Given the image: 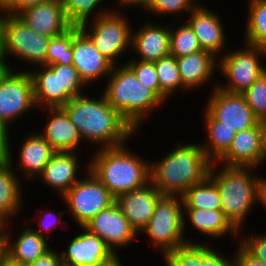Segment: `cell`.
<instances>
[{
  "label": "cell",
  "instance_id": "obj_16",
  "mask_svg": "<svg viewBox=\"0 0 266 266\" xmlns=\"http://www.w3.org/2000/svg\"><path fill=\"white\" fill-rule=\"evenodd\" d=\"M82 231L72 238L67 250L60 252L63 265L99 266L117 255L99 236L84 227Z\"/></svg>",
  "mask_w": 266,
  "mask_h": 266
},
{
  "label": "cell",
  "instance_id": "obj_40",
  "mask_svg": "<svg viewBox=\"0 0 266 266\" xmlns=\"http://www.w3.org/2000/svg\"><path fill=\"white\" fill-rule=\"evenodd\" d=\"M248 234L239 244L255 259L266 263V234Z\"/></svg>",
  "mask_w": 266,
  "mask_h": 266
},
{
  "label": "cell",
  "instance_id": "obj_21",
  "mask_svg": "<svg viewBox=\"0 0 266 266\" xmlns=\"http://www.w3.org/2000/svg\"><path fill=\"white\" fill-rule=\"evenodd\" d=\"M263 122L237 132L228 151L218 160L228 167L258 168L261 158Z\"/></svg>",
  "mask_w": 266,
  "mask_h": 266
},
{
  "label": "cell",
  "instance_id": "obj_5",
  "mask_svg": "<svg viewBox=\"0 0 266 266\" xmlns=\"http://www.w3.org/2000/svg\"><path fill=\"white\" fill-rule=\"evenodd\" d=\"M108 78L107 85L102 90L106 101L136 132L143 125V119L164 103L152 90L139 82L126 64L113 66Z\"/></svg>",
  "mask_w": 266,
  "mask_h": 266
},
{
  "label": "cell",
  "instance_id": "obj_49",
  "mask_svg": "<svg viewBox=\"0 0 266 266\" xmlns=\"http://www.w3.org/2000/svg\"><path fill=\"white\" fill-rule=\"evenodd\" d=\"M148 0H118V1H116V2H118L119 4H118V6H125V7H129L130 6V8L132 7V6H144L145 5V3L147 2Z\"/></svg>",
  "mask_w": 266,
  "mask_h": 266
},
{
  "label": "cell",
  "instance_id": "obj_39",
  "mask_svg": "<svg viewBox=\"0 0 266 266\" xmlns=\"http://www.w3.org/2000/svg\"><path fill=\"white\" fill-rule=\"evenodd\" d=\"M125 64L135 73L139 82L152 90L160 98V85L154 62H143L130 59Z\"/></svg>",
  "mask_w": 266,
  "mask_h": 266
},
{
  "label": "cell",
  "instance_id": "obj_33",
  "mask_svg": "<svg viewBox=\"0 0 266 266\" xmlns=\"http://www.w3.org/2000/svg\"><path fill=\"white\" fill-rule=\"evenodd\" d=\"M160 85V99L165 102L178 89L183 90L177 60L172 55L162 57L154 62Z\"/></svg>",
  "mask_w": 266,
  "mask_h": 266
},
{
  "label": "cell",
  "instance_id": "obj_15",
  "mask_svg": "<svg viewBox=\"0 0 266 266\" xmlns=\"http://www.w3.org/2000/svg\"><path fill=\"white\" fill-rule=\"evenodd\" d=\"M73 66L87 86L100 81L104 76L107 78L114 65L96 48L80 27H73Z\"/></svg>",
  "mask_w": 266,
  "mask_h": 266
},
{
  "label": "cell",
  "instance_id": "obj_6",
  "mask_svg": "<svg viewBox=\"0 0 266 266\" xmlns=\"http://www.w3.org/2000/svg\"><path fill=\"white\" fill-rule=\"evenodd\" d=\"M37 71H28L33 81L35 106L58 108L83 94L86 85L73 65H39Z\"/></svg>",
  "mask_w": 266,
  "mask_h": 266
},
{
  "label": "cell",
  "instance_id": "obj_1",
  "mask_svg": "<svg viewBox=\"0 0 266 266\" xmlns=\"http://www.w3.org/2000/svg\"><path fill=\"white\" fill-rule=\"evenodd\" d=\"M82 94L61 108L80 131L82 140L100 148L123 145L137 132L101 94L99 99Z\"/></svg>",
  "mask_w": 266,
  "mask_h": 266
},
{
  "label": "cell",
  "instance_id": "obj_3",
  "mask_svg": "<svg viewBox=\"0 0 266 266\" xmlns=\"http://www.w3.org/2000/svg\"><path fill=\"white\" fill-rule=\"evenodd\" d=\"M126 143L98 148L88 167L114 198L150 183V163L129 152Z\"/></svg>",
  "mask_w": 266,
  "mask_h": 266
},
{
  "label": "cell",
  "instance_id": "obj_27",
  "mask_svg": "<svg viewBox=\"0 0 266 266\" xmlns=\"http://www.w3.org/2000/svg\"><path fill=\"white\" fill-rule=\"evenodd\" d=\"M30 134L22 141L18 159L27 180L39 176L57 152L39 133Z\"/></svg>",
  "mask_w": 266,
  "mask_h": 266
},
{
  "label": "cell",
  "instance_id": "obj_53",
  "mask_svg": "<svg viewBox=\"0 0 266 266\" xmlns=\"http://www.w3.org/2000/svg\"><path fill=\"white\" fill-rule=\"evenodd\" d=\"M117 254L115 257H113L110 261L103 263L102 265L99 266H123L120 261V257Z\"/></svg>",
  "mask_w": 266,
  "mask_h": 266
},
{
  "label": "cell",
  "instance_id": "obj_56",
  "mask_svg": "<svg viewBox=\"0 0 266 266\" xmlns=\"http://www.w3.org/2000/svg\"><path fill=\"white\" fill-rule=\"evenodd\" d=\"M2 226H3V224L0 222V241H2V240H1V236H2Z\"/></svg>",
  "mask_w": 266,
  "mask_h": 266
},
{
  "label": "cell",
  "instance_id": "obj_19",
  "mask_svg": "<svg viewBox=\"0 0 266 266\" xmlns=\"http://www.w3.org/2000/svg\"><path fill=\"white\" fill-rule=\"evenodd\" d=\"M218 12L198 4L190 13L186 22L197 36L202 50L210 52L218 58L226 45L224 26Z\"/></svg>",
  "mask_w": 266,
  "mask_h": 266
},
{
  "label": "cell",
  "instance_id": "obj_4",
  "mask_svg": "<svg viewBox=\"0 0 266 266\" xmlns=\"http://www.w3.org/2000/svg\"><path fill=\"white\" fill-rule=\"evenodd\" d=\"M215 165L216 162L211 164L209 175L219 189L221 210L240 237L246 216L254 204L259 203V186L263 177L253 175L256 169L253 167L223 166L216 172Z\"/></svg>",
  "mask_w": 266,
  "mask_h": 266
},
{
  "label": "cell",
  "instance_id": "obj_10",
  "mask_svg": "<svg viewBox=\"0 0 266 266\" xmlns=\"http://www.w3.org/2000/svg\"><path fill=\"white\" fill-rule=\"evenodd\" d=\"M87 178L76 182L62 197L80 229L100 211L115 203V198L88 168Z\"/></svg>",
  "mask_w": 266,
  "mask_h": 266
},
{
  "label": "cell",
  "instance_id": "obj_17",
  "mask_svg": "<svg viewBox=\"0 0 266 266\" xmlns=\"http://www.w3.org/2000/svg\"><path fill=\"white\" fill-rule=\"evenodd\" d=\"M7 226V223L2 226L3 256L12 263L27 266L52 249L48 239L32 229V226L24 228L15 240H12L14 237Z\"/></svg>",
  "mask_w": 266,
  "mask_h": 266
},
{
  "label": "cell",
  "instance_id": "obj_43",
  "mask_svg": "<svg viewBox=\"0 0 266 266\" xmlns=\"http://www.w3.org/2000/svg\"><path fill=\"white\" fill-rule=\"evenodd\" d=\"M233 255L235 266H266L263 261L252 257L240 244Z\"/></svg>",
  "mask_w": 266,
  "mask_h": 266
},
{
  "label": "cell",
  "instance_id": "obj_50",
  "mask_svg": "<svg viewBox=\"0 0 266 266\" xmlns=\"http://www.w3.org/2000/svg\"><path fill=\"white\" fill-rule=\"evenodd\" d=\"M258 202L264 205L263 208L266 209V179L263 178L259 186V198Z\"/></svg>",
  "mask_w": 266,
  "mask_h": 266
},
{
  "label": "cell",
  "instance_id": "obj_38",
  "mask_svg": "<svg viewBox=\"0 0 266 266\" xmlns=\"http://www.w3.org/2000/svg\"><path fill=\"white\" fill-rule=\"evenodd\" d=\"M198 0H148L142 9L152 15H166L187 11L190 13L196 6Z\"/></svg>",
  "mask_w": 266,
  "mask_h": 266
},
{
  "label": "cell",
  "instance_id": "obj_24",
  "mask_svg": "<svg viewBox=\"0 0 266 266\" xmlns=\"http://www.w3.org/2000/svg\"><path fill=\"white\" fill-rule=\"evenodd\" d=\"M10 140L4 157L0 158V222L9 223L12 216H16L22 203V187L20 179L14 172L12 165Z\"/></svg>",
  "mask_w": 266,
  "mask_h": 266
},
{
  "label": "cell",
  "instance_id": "obj_13",
  "mask_svg": "<svg viewBox=\"0 0 266 266\" xmlns=\"http://www.w3.org/2000/svg\"><path fill=\"white\" fill-rule=\"evenodd\" d=\"M205 109L222 126L233 129L236 133L254 127L259 120L247 105L243 94L229 93L215 86L206 101Z\"/></svg>",
  "mask_w": 266,
  "mask_h": 266
},
{
  "label": "cell",
  "instance_id": "obj_2",
  "mask_svg": "<svg viewBox=\"0 0 266 266\" xmlns=\"http://www.w3.org/2000/svg\"><path fill=\"white\" fill-rule=\"evenodd\" d=\"M181 145L159 161H150V182L163 195L182 196L209 175L212 162L201 144Z\"/></svg>",
  "mask_w": 266,
  "mask_h": 266
},
{
  "label": "cell",
  "instance_id": "obj_42",
  "mask_svg": "<svg viewBox=\"0 0 266 266\" xmlns=\"http://www.w3.org/2000/svg\"><path fill=\"white\" fill-rule=\"evenodd\" d=\"M42 211H44V212H42V215L43 216H40V217H38V218H40L39 219V223L38 224H40L39 226H40V230H36V229H34L36 232H38L42 237H44V238H47V239H49V237H45V236H47V234L46 233H50V232H52L53 231V229H55L56 227H58V225H59V223H61V221H59V219L61 220V218H62V213H61V211H59L57 214H55L54 215V213H52V211L50 212V211H47L46 212V209L44 210V209H42ZM49 213V214H48ZM46 215V216H45ZM57 216V217H56ZM42 217V218H41ZM55 217V218H54ZM53 220H52V219ZM56 218H58V219H56ZM54 219H56L55 220V222H54ZM53 222H52V221ZM58 223V224H57ZM45 233V234H44Z\"/></svg>",
  "mask_w": 266,
  "mask_h": 266
},
{
  "label": "cell",
  "instance_id": "obj_25",
  "mask_svg": "<svg viewBox=\"0 0 266 266\" xmlns=\"http://www.w3.org/2000/svg\"><path fill=\"white\" fill-rule=\"evenodd\" d=\"M49 121L44 131L39 133L57 152H77L81 143L80 131L70 121L67 113L61 108H47Z\"/></svg>",
  "mask_w": 266,
  "mask_h": 266
},
{
  "label": "cell",
  "instance_id": "obj_18",
  "mask_svg": "<svg viewBox=\"0 0 266 266\" xmlns=\"http://www.w3.org/2000/svg\"><path fill=\"white\" fill-rule=\"evenodd\" d=\"M162 196L163 194L150 182L140 189L119 195L115 198V203L136 232L141 234Z\"/></svg>",
  "mask_w": 266,
  "mask_h": 266
},
{
  "label": "cell",
  "instance_id": "obj_47",
  "mask_svg": "<svg viewBox=\"0 0 266 266\" xmlns=\"http://www.w3.org/2000/svg\"><path fill=\"white\" fill-rule=\"evenodd\" d=\"M0 60H8L5 55L4 13L0 12Z\"/></svg>",
  "mask_w": 266,
  "mask_h": 266
},
{
  "label": "cell",
  "instance_id": "obj_35",
  "mask_svg": "<svg viewBox=\"0 0 266 266\" xmlns=\"http://www.w3.org/2000/svg\"><path fill=\"white\" fill-rule=\"evenodd\" d=\"M73 65V27L50 39L46 65Z\"/></svg>",
  "mask_w": 266,
  "mask_h": 266
},
{
  "label": "cell",
  "instance_id": "obj_28",
  "mask_svg": "<svg viewBox=\"0 0 266 266\" xmlns=\"http://www.w3.org/2000/svg\"><path fill=\"white\" fill-rule=\"evenodd\" d=\"M184 212V218L188 217L192 228L198 230L200 234L217 239L228 234H233L235 237L239 236V233L227 221L221 209H184Z\"/></svg>",
  "mask_w": 266,
  "mask_h": 266
},
{
  "label": "cell",
  "instance_id": "obj_45",
  "mask_svg": "<svg viewBox=\"0 0 266 266\" xmlns=\"http://www.w3.org/2000/svg\"><path fill=\"white\" fill-rule=\"evenodd\" d=\"M45 1L47 0H18V2L7 13L18 16L22 11Z\"/></svg>",
  "mask_w": 266,
  "mask_h": 266
},
{
  "label": "cell",
  "instance_id": "obj_11",
  "mask_svg": "<svg viewBox=\"0 0 266 266\" xmlns=\"http://www.w3.org/2000/svg\"><path fill=\"white\" fill-rule=\"evenodd\" d=\"M5 55L17 57L29 64L46 65L51 37L35 32L18 16L4 13Z\"/></svg>",
  "mask_w": 266,
  "mask_h": 266
},
{
  "label": "cell",
  "instance_id": "obj_41",
  "mask_svg": "<svg viewBox=\"0 0 266 266\" xmlns=\"http://www.w3.org/2000/svg\"><path fill=\"white\" fill-rule=\"evenodd\" d=\"M205 243H202V266H235L233 257L229 259L215 248L212 249L208 242Z\"/></svg>",
  "mask_w": 266,
  "mask_h": 266
},
{
  "label": "cell",
  "instance_id": "obj_8",
  "mask_svg": "<svg viewBox=\"0 0 266 266\" xmlns=\"http://www.w3.org/2000/svg\"><path fill=\"white\" fill-rule=\"evenodd\" d=\"M244 45L241 50L222 52L218 58L220 74L228 81L225 85H217L223 91L242 94L266 72V66L261 63L266 51L247 43Z\"/></svg>",
  "mask_w": 266,
  "mask_h": 266
},
{
  "label": "cell",
  "instance_id": "obj_46",
  "mask_svg": "<svg viewBox=\"0 0 266 266\" xmlns=\"http://www.w3.org/2000/svg\"><path fill=\"white\" fill-rule=\"evenodd\" d=\"M8 128L0 121V156L4 157L9 145V132Z\"/></svg>",
  "mask_w": 266,
  "mask_h": 266
},
{
  "label": "cell",
  "instance_id": "obj_14",
  "mask_svg": "<svg viewBox=\"0 0 266 266\" xmlns=\"http://www.w3.org/2000/svg\"><path fill=\"white\" fill-rule=\"evenodd\" d=\"M84 228L99 236L115 254L116 249L129 246L139 235L116 203L100 211Z\"/></svg>",
  "mask_w": 266,
  "mask_h": 266
},
{
  "label": "cell",
  "instance_id": "obj_26",
  "mask_svg": "<svg viewBox=\"0 0 266 266\" xmlns=\"http://www.w3.org/2000/svg\"><path fill=\"white\" fill-rule=\"evenodd\" d=\"M176 60L183 89L188 91L209 83L218 68V58L204 50L178 57Z\"/></svg>",
  "mask_w": 266,
  "mask_h": 266
},
{
  "label": "cell",
  "instance_id": "obj_32",
  "mask_svg": "<svg viewBox=\"0 0 266 266\" xmlns=\"http://www.w3.org/2000/svg\"><path fill=\"white\" fill-rule=\"evenodd\" d=\"M64 9L65 16L68 23L72 27H81L85 23L89 22L92 16V20L107 14L109 12L116 11L117 9L101 8L98 7L104 0H61ZM99 9V11L96 10ZM95 13H94V12ZM97 11V12H96Z\"/></svg>",
  "mask_w": 266,
  "mask_h": 266
},
{
  "label": "cell",
  "instance_id": "obj_52",
  "mask_svg": "<svg viewBox=\"0 0 266 266\" xmlns=\"http://www.w3.org/2000/svg\"><path fill=\"white\" fill-rule=\"evenodd\" d=\"M7 60H0V83L3 78L9 73L12 69L10 64L6 62Z\"/></svg>",
  "mask_w": 266,
  "mask_h": 266
},
{
  "label": "cell",
  "instance_id": "obj_31",
  "mask_svg": "<svg viewBox=\"0 0 266 266\" xmlns=\"http://www.w3.org/2000/svg\"><path fill=\"white\" fill-rule=\"evenodd\" d=\"M245 43L266 51V0H249Z\"/></svg>",
  "mask_w": 266,
  "mask_h": 266
},
{
  "label": "cell",
  "instance_id": "obj_9",
  "mask_svg": "<svg viewBox=\"0 0 266 266\" xmlns=\"http://www.w3.org/2000/svg\"><path fill=\"white\" fill-rule=\"evenodd\" d=\"M120 9L90 20L80 29L92 40L96 48L115 66L117 57L131 48L132 27L127 15ZM90 23V25H89ZM89 25V26H88ZM92 25V26H91Z\"/></svg>",
  "mask_w": 266,
  "mask_h": 266
},
{
  "label": "cell",
  "instance_id": "obj_34",
  "mask_svg": "<svg viewBox=\"0 0 266 266\" xmlns=\"http://www.w3.org/2000/svg\"><path fill=\"white\" fill-rule=\"evenodd\" d=\"M201 50L197 36L186 22L176 30L170 28V55L178 58Z\"/></svg>",
  "mask_w": 266,
  "mask_h": 266
},
{
  "label": "cell",
  "instance_id": "obj_30",
  "mask_svg": "<svg viewBox=\"0 0 266 266\" xmlns=\"http://www.w3.org/2000/svg\"><path fill=\"white\" fill-rule=\"evenodd\" d=\"M181 197L184 209H221L219 189L210 175L188 188Z\"/></svg>",
  "mask_w": 266,
  "mask_h": 266
},
{
  "label": "cell",
  "instance_id": "obj_51",
  "mask_svg": "<svg viewBox=\"0 0 266 266\" xmlns=\"http://www.w3.org/2000/svg\"><path fill=\"white\" fill-rule=\"evenodd\" d=\"M18 0H0V12L7 13Z\"/></svg>",
  "mask_w": 266,
  "mask_h": 266
},
{
  "label": "cell",
  "instance_id": "obj_29",
  "mask_svg": "<svg viewBox=\"0 0 266 266\" xmlns=\"http://www.w3.org/2000/svg\"><path fill=\"white\" fill-rule=\"evenodd\" d=\"M204 126L207 133V141L200 143L206 157L213 163L228 151L236 135L233 129L222 126V122L217 121L206 109L203 110ZM208 142V143H207Z\"/></svg>",
  "mask_w": 266,
  "mask_h": 266
},
{
  "label": "cell",
  "instance_id": "obj_54",
  "mask_svg": "<svg viewBox=\"0 0 266 266\" xmlns=\"http://www.w3.org/2000/svg\"><path fill=\"white\" fill-rule=\"evenodd\" d=\"M0 266H21L15 263H12L11 261H9L6 257H2L0 259Z\"/></svg>",
  "mask_w": 266,
  "mask_h": 266
},
{
  "label": "cell",
  "instance_id": "obj_23",
  "mask_svg": "<svg viewBox=\"0 0 266 266\" xmlns=\"http://www.w3.org/2000/svg\"><path fill=\"white\" fill-rule=\"evenodd\" d=\"M79 158L76 152H56L44 167L39 178L54 188L61 197L80 179L77 178Z\"/></svg>",
  "mask_w": 266,
  "mask_h": 266
},
{
  "label": "cell",
  "instance_id": "obj_22",
  "mask_svg": "<svg viewBox=\"0 0 266 266\" xmlns=\"http://www.w3.org/2000/svg\"><path fill=\"white\" fill-rule=\"evenodd\" d=\"M163 25L148 22L132 32L131 48L140 56L132 59L155 62L170 54V27Z\"/></svg>",
  "mask_w": 266,
  "mask_h": 266
},
{
  "label": "cell",
  "instance_id": "obj_37",
  "mask_svg": "<svg viewBox=\"0 0 266 266\" xmlns=\"http://www.w3.org/2000/svg\"><path fill=\"white\" fill-rule=\"evenodd\" d=\"M242 94L254 116L266 122V72Z\"/></svg>",
  "mask_w": 266,
  "mask_h": 266
},
{
  "label": "cell",
  "instance_id": "obj_44",
  "mask_svg": "<svg viewBox=\"0 0 266 266\" xmlns=\"http://www.w3.org/2000/svg\"><path fill=\"white\" fill-rule=\"evenodd\" d=\"M62 264L60 254L56 252V250L53 251V249H51L44 256L27 266H61Z\"/></svg>",
  "mask_w": 266,
  "mask_h": 266
},
{
  "label": "cell",
  "instance_id": "obj_36",
  "mask_svg": "<svg viewBox=\"0 0 266 266\" xmlns=\"http://www.w3.org/2000/svg\"><path fill=\"white\" fill-rule=\"evenodd\" d=\"M163 258L165 266H202V242L187 243Z\"/></svg>",
  "mask_w": 266,
  "mask_h": 266
},
{
  "label": "cell",
  "instance_id": "obj_12",
  "mask_svg": "<svg viewBox=\"0 0 266 266\" xmlns=\"http://www.w3.org/2000/svg\"><path fill=\"white\" fill-rule=\"evenodd\" d=\"M11 69L0 83V121L10 130V124L35 108L33 81L27 71Z\"/></svg>",
  "mask_w": 266,
  "mask_h": 266
},
{
  "label": "cell",
  "instance_id": "obj_48",
  "mask_svg": "<svg viewBox=\"0 0 266 266\" xmlns=\"http://www.w3.org/2000/svg\"><path fill=\"white\" fill-rule=\"evenodd\" d=\"M266 161V122H263V133H262V145H261V158H260V163H264Z\"/></svg>",
  "mask_w": 266,
  "mask_h": 266
},
{
  "label": "cell",
  "instance_id": "obj_7",
  "mask_svg": "<svg viewBox=\"0 0 266 266\" xmlns=\"http://www.w3.org/2000/svg\"><path fill=\"white\" fill-rule=\"evenodd\" d=\"M184 207L181 196L163 195L158 201L153 216L141 231L147 234L161 255L176 250L187 243H197L186 239ZM190 240V241H189Z\"/></svg>",
  "mask_w": 266,
  "mask_h": 266
},
{
  "label": "cell",
  "instance_id": "obj_55",
  "mask_svg": "<svg viewBox=\"0 0 266 266\" xmlns=\"http://www.w3.org/2000/svg\"><path fill=\"white\" fill-rule=\"evenodd\" d=\"M3 257V244L2 241H0V259Z\"/></svg>",
  "mask_w": 266,
  "mask_h": 266
},
{
  "label": "cell",
  "instance_id": "obj_20",
  "mask_svg": "<svg viewBox=\"0 0 266 266\" xmlns=\"http://www.w3.org/2000/svg\"><path fill=\"white\" fill-rule=\"evenodd\" d=\"M18 17L35 32L51 38L72 27L65 16L61 0H47L22 11Z\"/></svg>",
  "mask_w": 266,
  "mask_h": 266
}]
</instances>
